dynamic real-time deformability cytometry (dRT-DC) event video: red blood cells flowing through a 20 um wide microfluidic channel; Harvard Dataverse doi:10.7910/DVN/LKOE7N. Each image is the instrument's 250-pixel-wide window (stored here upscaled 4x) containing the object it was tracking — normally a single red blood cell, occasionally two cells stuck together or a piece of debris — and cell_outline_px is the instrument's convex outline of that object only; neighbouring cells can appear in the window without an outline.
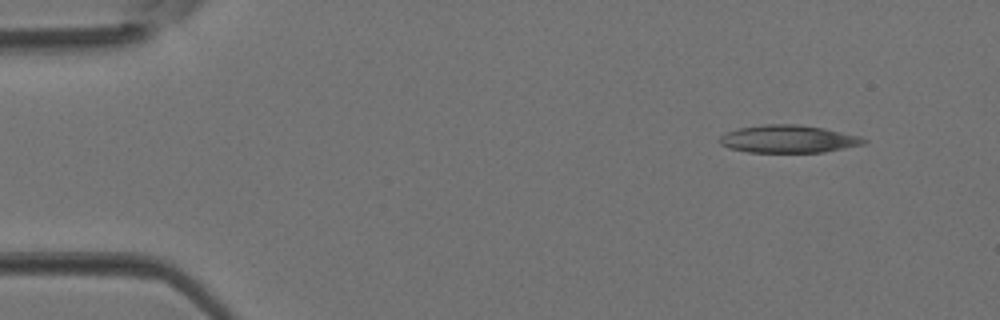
{"species": "Egyptian fruit bat (a non-hibernating species)", "species_latin": "Rousettus aegyptiacus", "temperature_condition": "room temperature", "stored_images_in_passage": 3, "camera_frame_rate_fps": 3000, "um_per_image_px": 0.085, "animal": {"sex": "female"}, "frame": {"image": 1, "passage_image": 1, "time_ms": 0.0, "image_size_px": [1000, 320], "cell_outline_px": [[868, 140], [864, 144], [824, 152], [748, 152], [728, 148], [720, 144], [720, 136], [728, 132], [740, 128], [764, 124], [796, 124], [824, 128], [860, 136]], "centroid_in_image_um": [67.02, 11.81], "position_along_channel_um": 18.0, "area_um2": 23.12}}
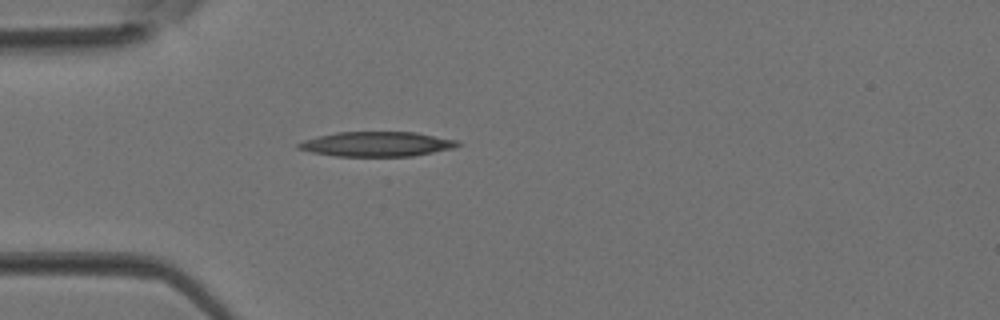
{"frame": {"image": 2, "passage_image": 3, "time_ms": 0.667, "image_size_px": [1000, 320], "cell_outline_px": [[460, 144], [452, 148], [412, 156], [336, 156], [312, 152], [296, 148], [296, 144], [304, 140], [316, 136], [336, 132], [416, 132], [460, 140]], "centroid_in_image_um": [32.01, 12.24], "position_along_channel_um": 53.0, "area_um2": 23.0}}